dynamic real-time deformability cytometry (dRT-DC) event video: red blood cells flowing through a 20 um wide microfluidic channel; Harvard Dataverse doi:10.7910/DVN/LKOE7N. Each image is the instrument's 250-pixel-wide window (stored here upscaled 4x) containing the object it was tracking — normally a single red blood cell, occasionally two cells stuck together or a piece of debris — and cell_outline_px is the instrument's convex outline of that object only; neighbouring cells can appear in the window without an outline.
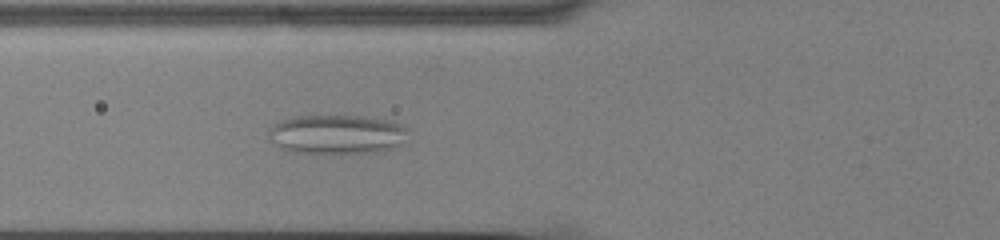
{"species": "common noctule bat (a hibernating species)", "species_latin": "Nyctalus noctula", "temperature_condition": "cold", "stored_images_in_passage": 57, "camera_frame_rate_fps": 3000, "um_per_image_px": 0.085, "animal": {"sex": "male", "body_mass_g": 13.0, "forearm_length_mm": 53.1}, "frame": {"image": 1, "passage_image": 23, "time_ms": 7.333, "image_size_px": [1000, 240], "cell_outline_px": [[408, 128], [396, 144], [392, 148], [380, 152], [292, 152], [280, 148], [268, 136], [268, 132], [276, 124], [284, 120], [296, 116], [364, 116], [392, 120]], "centroid_in_image_um": [28.61, 11.4], "position_along_channel_um": 97.2, "area_um2": 31.1}}
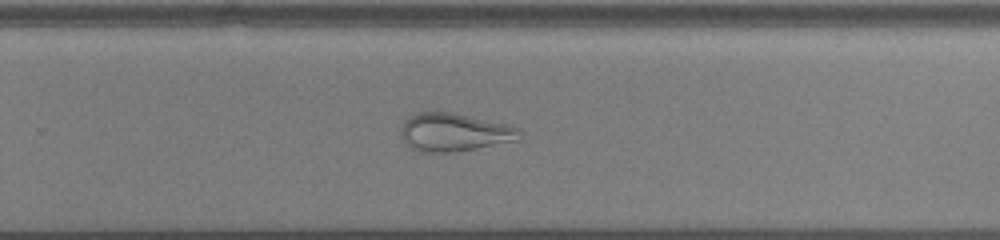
{"frame": {"image": 2, "passage_image": 39, "time_ms": 12.667, "image_size_px": [1000, 240], "cell_outline_px": [[520, 132], [516, 140], [456, 152], [420, 152], [404, 144], [400, 136], [400, 128], [404, 120], [408, 116], [416, 112], [452, 112], [508, 124], [520, 128]], "centroid_in_image_um": [38.53, 11.23], "position_along_channel_um": 291.3, "area_um2": 26.53}}
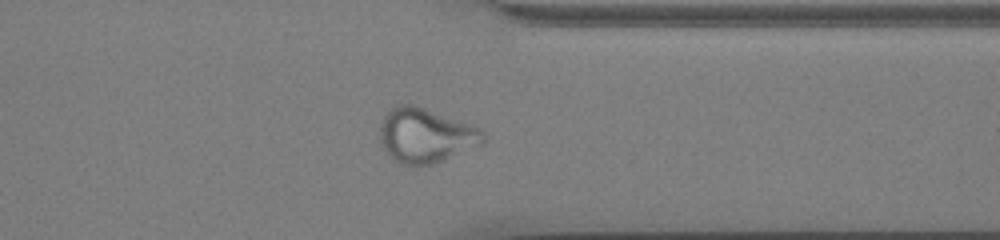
{"frame": {"image": 3, "passage_image": 46, "time_ms": 15.0, "image_size_px": [1000, 240], "cell_outline_px": [[484, 144], [432, 164], [400, 164], [388, 156], [380, 144], [380, 124], [384, 116], [396, 104], [412, 104], [424, 108], [468, 124], [484, 132]], "centroid_in_image_um": [36.13, 11.52], "position_along_channel_um": 375.3, "area_um2": 32.43}}